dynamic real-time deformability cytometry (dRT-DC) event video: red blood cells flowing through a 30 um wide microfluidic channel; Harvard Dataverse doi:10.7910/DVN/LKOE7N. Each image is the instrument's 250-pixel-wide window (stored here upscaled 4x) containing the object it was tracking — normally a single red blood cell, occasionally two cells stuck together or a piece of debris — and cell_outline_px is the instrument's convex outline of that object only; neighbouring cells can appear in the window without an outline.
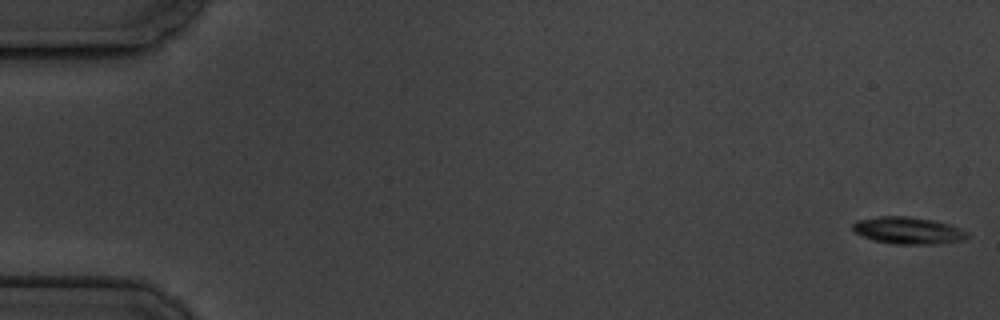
{"species": "common noctule bat (a hibernating species)", "species_latin": "Nyctalus noctula", "temperature_condition": "cold", "stored_images_in_passage": 5, "camera_frame_rate_fps": 3000, "um_per_image_px": 0.085, "animal": {"sex": "male", "body_mass_g": 19.5, "forearm_length_mm": 54.6}, "frame": {"image": 1, "passage_image": 1, "time_ms": 0.0, "image_size_px": [1000, 320], "cell_outline_px": [[968, 236], [964, 240], [940, 244], [896, 244], [872, 240], [856, 232], [852, 228], [852, 224], [856, 220], [876, 216], [908, 216], [932, 220], [948, 224], [968, 232]], "centroid_in_image_um": [77.18, 19.59], "position_along_channel_um": 7.8, "area_um2": 18.03}}
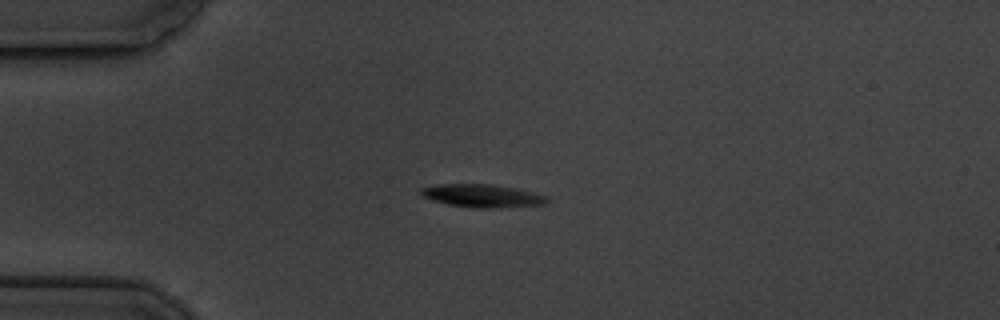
{"frame": {"image": 2, "passage_image": 5, "time_ms": 4.667, "image_size_px": [1000, 320], "cell_outline_px": [[548, 204], [492, 208], [480, 208], [448, 204], [432, 200], [424, 196], [420, 192], [420, 188], [440, 184], [492, 184], [516, 188], [548, 196]], "centroid_in_image_um": [41.03, 16.64], "position_along_channel_um": 44.0, "area_um2": 16.76}}